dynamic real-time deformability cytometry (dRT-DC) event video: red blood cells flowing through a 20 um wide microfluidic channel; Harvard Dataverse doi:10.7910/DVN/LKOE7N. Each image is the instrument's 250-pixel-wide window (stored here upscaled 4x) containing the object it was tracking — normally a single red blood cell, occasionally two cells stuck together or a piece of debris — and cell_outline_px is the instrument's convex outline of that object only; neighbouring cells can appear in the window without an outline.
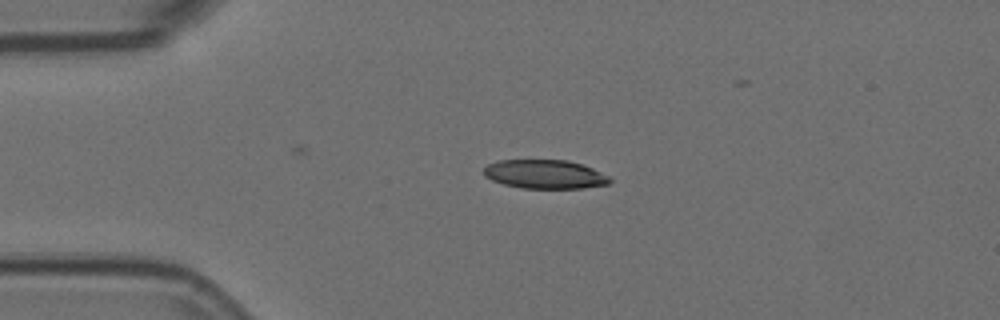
{"species": "Egyptian fruit bat (a non-hibernating species)", "species_latin": "Rousettus aegyptiacus", "temperature_condition": "room temperature", "stored_images_in_passage": 40, "camera_frame_rate_fps": 3000, "um_per_image_px": 0.085, "animal": {"sex": "female"}, "frame": {"image": 1, "passage_image": 12, "time_ms": 3.667, "image_size_px": [1000, 320], "cell_outline_px": [[612, 180], [608, 184], [584, 188], [520, 188], [504, 184], [492, 180], [484, 176], [484, 168], [488, 164], [500, 160], [568, 160], [592, 168], [608, 176]], "centroid_in_image_um": [46.3, 14.81], "position_along_channel_um": 38.7, "area_um2": 21.1}}
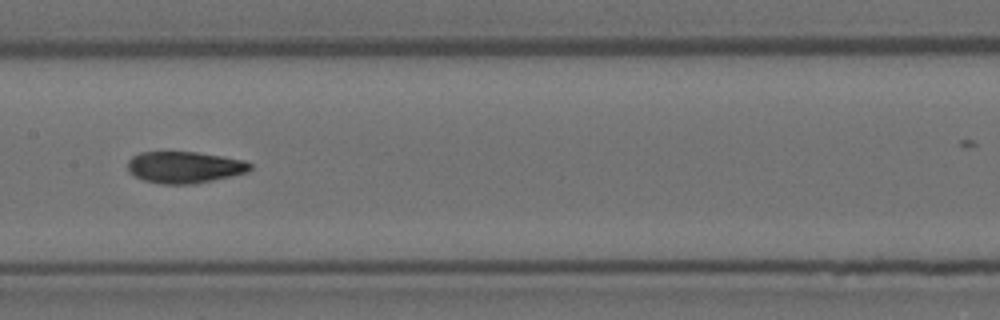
{"frame": {"image": 2, "passage_image": 27, "time_ms": 8.667, "image_size_px": [1000, 320], "cell_outline_px": [[252, 168], [248, 172], [232, 176], [196, 184], [160, 184], [144, 180], [136, 176], [128, 168], [128, 160], [132, 156], [140, 152], [196, 152], [244, 160], [252, 164]], "centroid_in_image_um": [15.71, 14.22], "position_along_channel_um": 191.7, "area_um2": 22.54}}
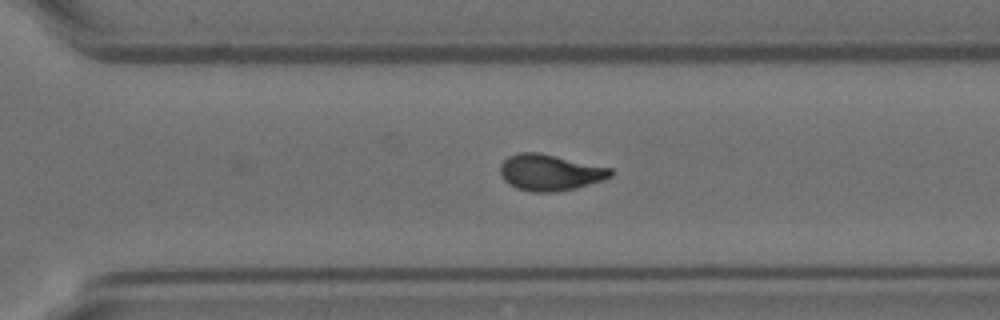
{"frame": {"image": 3, "passage_image": 38, "time_ms": 12.333, "image_size_px": [1000, 320], "cell_outline_px": [[612, 176], [576, 188], [556, 192], [532, 192], [516, 188], [508, 184], [504, 180], [500, 172], [500, 164], [508, 156], [520, 152], [540, 152], [612, 168]], "centroid_in_image_um": [46.71, 14.65], "position_along_channel_um": 323.9, "area_um2": 23.35}}